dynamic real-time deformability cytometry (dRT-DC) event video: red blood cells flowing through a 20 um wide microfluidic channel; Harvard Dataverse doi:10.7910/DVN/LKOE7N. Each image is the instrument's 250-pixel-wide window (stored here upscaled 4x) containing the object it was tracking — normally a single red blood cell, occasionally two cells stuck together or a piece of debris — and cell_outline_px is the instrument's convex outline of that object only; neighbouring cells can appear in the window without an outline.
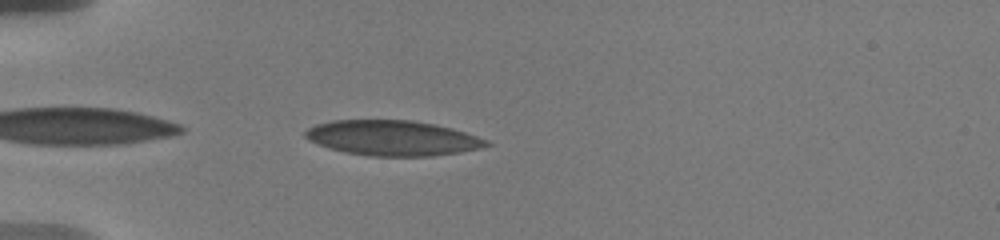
{"species": "human", "species_latin": "Homo sapiens", "temperature_condition": "warm", "stored_images_in_passage": 54, "camera_frame_rate_fps": 3000, "um_per_image_px": 0.085, "donor": {"sex": "male"}, "frame": {"image": 1, "passage_image": 3, "time_ms": 0.333, "image_size_px": [1000, 240], "cell_outline_px": [[492, 144], [460, 152], [432, 156], [368, 156], [348, 152], [332, 148], [320, 144], [304, 136], [304, 132], [308, 128], [316, 124], [336, 120], [412, 120], [432, 124], [464, 132], [488, 140]], "centroid_in_image_um": [33.37, 11.73], "position_along_channel_um": 51.6, "area_um2": 36.47}}
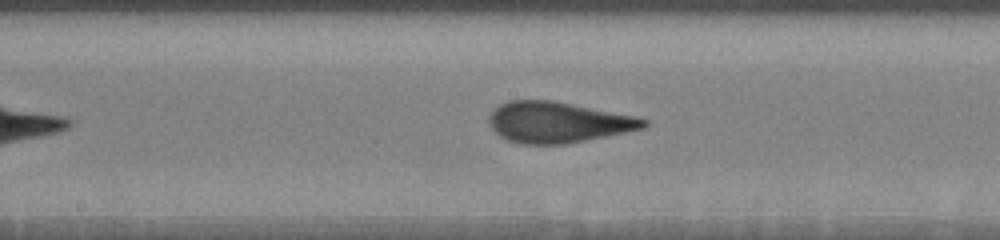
{"frame": {"image": 2, "passage_image": 23, "time_ms": 5.0, "image_size_px": [1000, 240], "cell_outline_px": [[648, 124], [644, 128], [564, 144], [520, 144], [508, 140], [500, 136], [492, 128], [488, 120], [492, 112], [500, 104], [508, 100], [552, 100], [636, 116], [648, 120]], "centroid_in_image_um": [47.41, 10.38], "position_along_channel_um": 200.8, "area_um2": 36.47}}
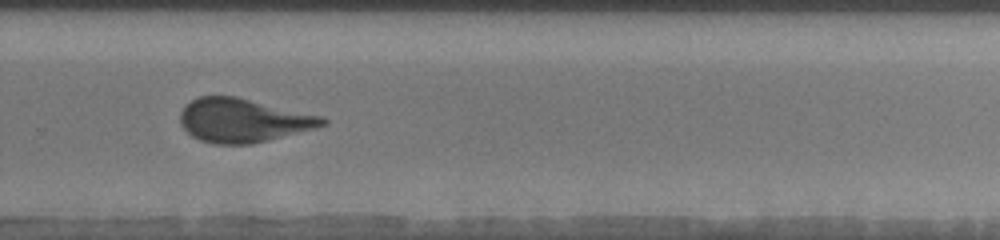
{"frame": {"image": 3, "passage_image": 36, "time_ms": 8.0, "image_size_px": [1000, 240], "cell_outline_px": [[328, 124], [316, 128], [268, 140], [248, 144], [216, 144], [200, 140], [192, 136], [180, 124], [180, 112], [184, 104], [200, 96], [236, 96], [320, 116], [328, 120]], "centroid_in_image_um": [20.63, 10.23], "position_along_channel_um": 309.2, "area_um2": 36.07}, "authors_computed_cell_mechanics": {"area_um2": 36.3562, "velocity_mm_per_s": 3.6339, "shape_relaxation_time_tau1_ms": 4.1219, "shape_relaxation_time_tau2_ms": 0.7838, "deformation_change_tau1": 0.1545, "deformation_change_tau2": 0.0932}}